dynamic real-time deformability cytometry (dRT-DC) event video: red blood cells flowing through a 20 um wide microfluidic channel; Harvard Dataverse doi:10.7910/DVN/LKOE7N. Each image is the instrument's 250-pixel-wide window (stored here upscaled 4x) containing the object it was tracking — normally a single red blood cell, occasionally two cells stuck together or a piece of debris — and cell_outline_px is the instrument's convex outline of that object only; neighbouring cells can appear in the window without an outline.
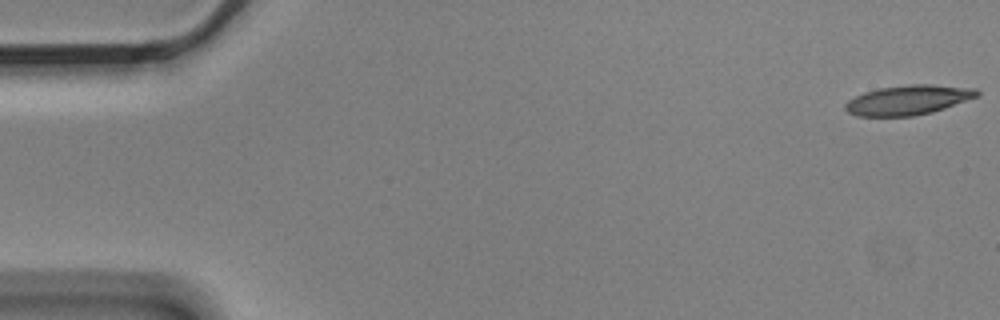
{"species": "Egyptian fruit bat (a non-hibernating species)", "species_latin": "Rousettus aegyptiacus", "temperature_condition": "cold", "stored_images_in_passage": 4, "camera_frame_rate_fps": 3000, "um_per_image_px": 0.085, "animal": {"sex": "male"}, "frame": {"image": 1, "passage_image": 1, "time_ms": 0.0, "image_size_px": [1000, 320], "cell_outline_px": [[980, 96], [932, 112], [912, 116], [856, 116], [848, 112], [844, 108], [844, 104], [848, 100], [864, 92], [880, 88], [908, 84], [932, 84], [976, 88], [980, 92]], "centroid_in_image_um": [77.21, 8.49], "position_along_channel_um": 7.8, "area_um2": 22.89}}